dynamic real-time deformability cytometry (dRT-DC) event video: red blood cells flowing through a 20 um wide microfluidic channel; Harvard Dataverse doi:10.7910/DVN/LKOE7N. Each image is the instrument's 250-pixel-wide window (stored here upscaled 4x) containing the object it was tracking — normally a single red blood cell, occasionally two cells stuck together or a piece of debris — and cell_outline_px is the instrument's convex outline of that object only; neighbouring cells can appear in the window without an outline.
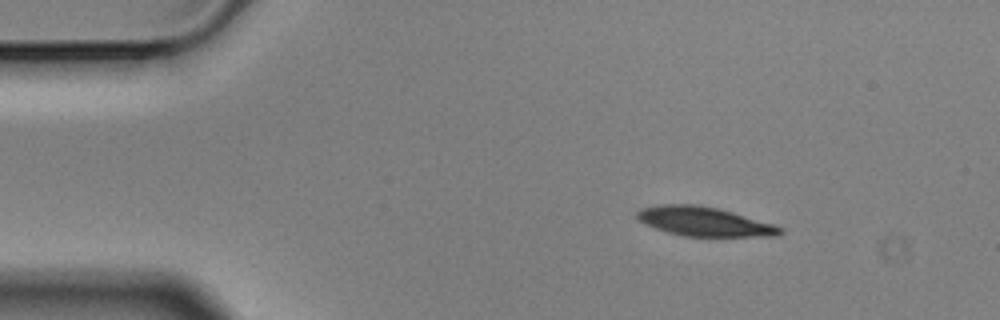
{"species": "Egyptian fruit bat (a non-hibernating species)", "species_latin": "Rousettus aegyptiacus", "temperature_condition": "cold", "stored_images_in_passage": 2, "camera_frame_rate_fps": 3000, "um_per_image_px": 0.085, "animal": {"sex": "male"}, "frame": {"image": 1, "passage_image": 1, "time_ms": 0.0, "image_size_px": [1000, 320], "cell_outline_px": [[784, 232], [776, 236], [684, 236], [668, 232], [656, 228], [640, 220], [636, 216], [636, 212], [640, 208], [656, 204], [700, 204], [720, 208], [776, 224], [784, 228]], "centroid_in_image_um": [59.91, 18.81], "position_along_channel_um": 25.1, "area_um2": 24.62}}